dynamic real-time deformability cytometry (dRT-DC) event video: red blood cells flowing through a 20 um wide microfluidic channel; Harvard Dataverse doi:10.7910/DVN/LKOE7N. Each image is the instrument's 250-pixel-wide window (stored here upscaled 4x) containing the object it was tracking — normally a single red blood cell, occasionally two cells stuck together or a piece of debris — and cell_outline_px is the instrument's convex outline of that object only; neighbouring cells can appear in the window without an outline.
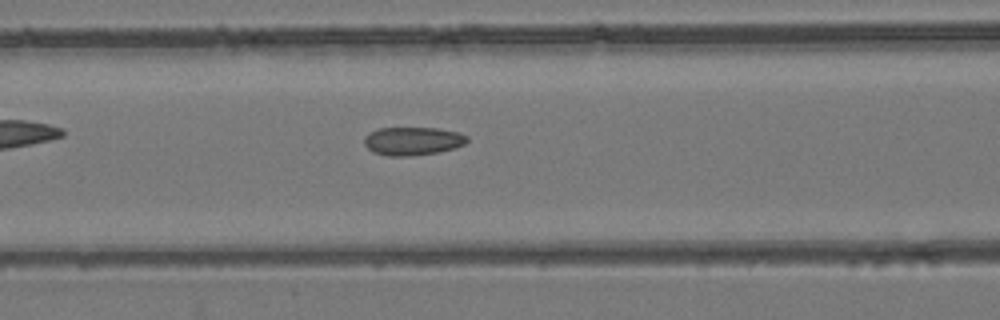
{"species": "common noctule bat (a hibernating species)", "species_latin": "Nyctalus noctula", "temperature_condition": "room temperature", "stored_images_in_passage": 35, "camera_frame_rate_fps": 3000, "um_per_image_px": 0.085, "animal": {"sex": "female", "body_mass_g": 24.6, "forearm_length_mm": 56.2}, "frame": {"image": 1, "passage_image": 5, "time_ms": 1.333, "image_size_px": [1000, 320], "cell_outline_px": [[468, 140], [464, 144], [456, 148], [440, 152], [412, 156], [388, 156], [372, 152], [364, 144], [364, 136], [368, 132], [380, 128], [436, 128], [460, 132], [468, 136]], "centroid_in_image_um": [35.08, 11.99], "position_along_channel_um": 131.5, "area_um2": 17.22}}
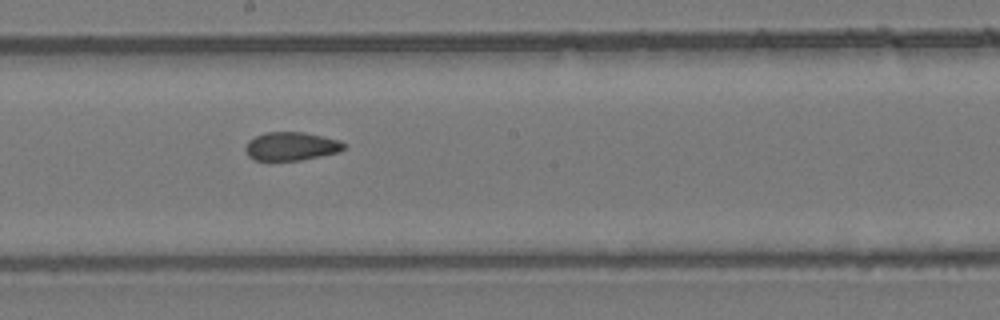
{"frame": {"image": 2, "passage_image": 12, "time_ms": 3.667, "image_size_px": [1000, 320], "cell_outline_px": [[348, 144], [340, 152], [300, 160], [256, 160], [248, 156], [244, 148], [248, 140], [264, 132], [304, 132], [340, 140]], "centroid_in_image_um": [24.77, 12.42], "position_along_channel_um": 223.4, "area_um2": 16.42}}
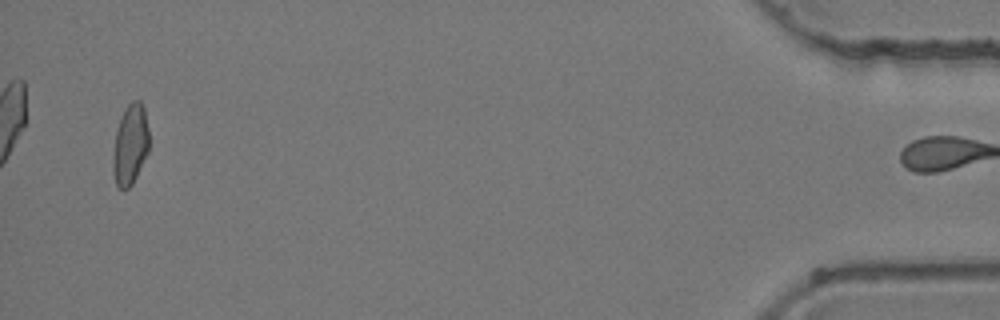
{"frame": {"image": 3, "passage_image": 34, "time_ms": 11.0, "image_size_px": [1000, 320], "cell_outline_px": [[148, 152], [132, 184], [128, 188], [120, 188], [116, 184], [112, 172], [112, 156], [116, 128], [124, 108], [132, 100], [140, 100], [144, 108], [148, 128]], "centroid_in_image_um": [11.05, 12.26], "position_along_channel_um": 424.2, "area_um2": 17.05}}